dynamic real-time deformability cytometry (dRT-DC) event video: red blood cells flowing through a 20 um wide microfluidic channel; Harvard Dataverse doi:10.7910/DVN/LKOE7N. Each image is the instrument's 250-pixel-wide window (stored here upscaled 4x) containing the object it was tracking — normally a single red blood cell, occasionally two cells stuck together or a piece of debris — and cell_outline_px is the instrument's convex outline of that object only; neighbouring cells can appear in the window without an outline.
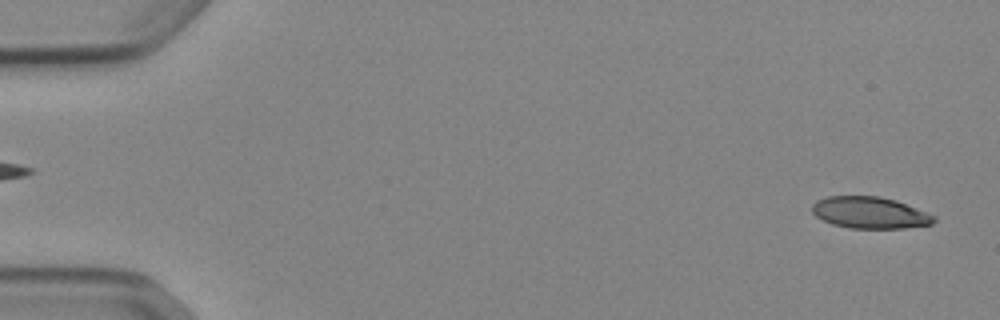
{"species": "Egyptian fruit bat (a non-hibernating species)", "species_latin": "Rousettus aegyptiacus", "temperature_condition": "cold", "stored_images_in_passage": 52, "camera_frame_rate_fps": 3000, "um_per_image_px": 0.085, "animal": {"sex": "female"}, "frame": {"image": 1, "passage_image": 2, "time_ms": 0.333, "image_size_px": [1000, 320], "cell_outline_px": [[936, 220], [932, 224], [904, 228], [852, 228], [832, 224], [816, 216], [812, 212], [812, 204], [816, 200], [828, 196], [880, 196], [896, 200], [928, 212], [936, 216]], "centroid_in_image_um": [73.96, 18.07], "position_along_channel_um": 11.0, "area_um2": 22.54}}
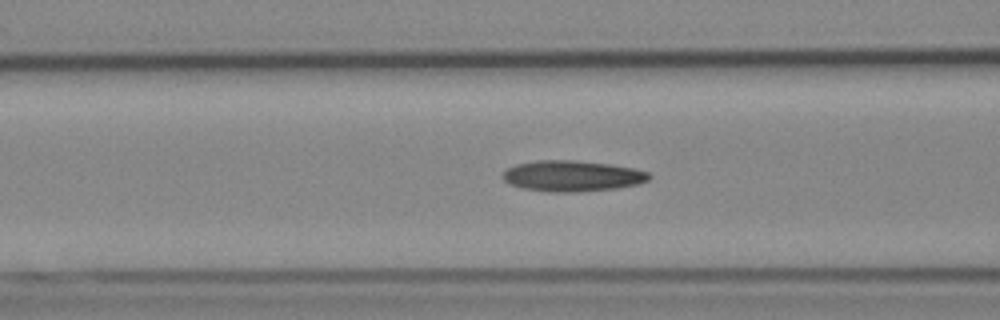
{"frame": {"image": 2, "passage_image": 21, "time_ms": 6.667, "image_size_px": [1000, 320], "cell_outline_px": [[652, 176], [648, 180], [640, 184], [616, 188], [576, 192], [552, 192], [524, 188], [508, 184], [500, 176], [508, 168], [516, 164], [536, 160], [572, 160], [612, 164], [636, 168], [648, 172]], "centroid_in_image_um": [48.66, 14.95], "position_along_channel_um": 117.9, "area_um2": 26.53}}
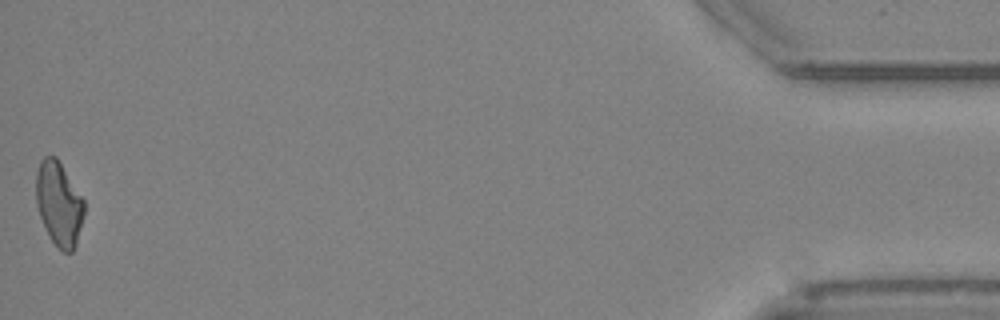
{"frame": {"image": 3, "passage_image": 52, "time_ms": 17.0, "image_size_px": [1000, 320], "cell_outline_px": [[84, 216], [76, 244], [72, 252], [64, 252], [52, 240], [40, 216], [36, 204], [36, 172], [40, 160], [44, 156], [56, 156], [84, 200]], "centroid_in_image_um": [5.01, 17.28], "position_along_channel_um": 430.2, "area_um2": 23.29}, "authors_computed_cell_mechanics": {"area_um2": 24.276, "velocity_mm_per_s": 3.8972, "shape_relaxation_time_tau1_ms": null, "shape_relaxation_time_tau2_ms": 5.5206, "deformation_change_tau1": null, "deformation_change_tau2": 0.1537}}